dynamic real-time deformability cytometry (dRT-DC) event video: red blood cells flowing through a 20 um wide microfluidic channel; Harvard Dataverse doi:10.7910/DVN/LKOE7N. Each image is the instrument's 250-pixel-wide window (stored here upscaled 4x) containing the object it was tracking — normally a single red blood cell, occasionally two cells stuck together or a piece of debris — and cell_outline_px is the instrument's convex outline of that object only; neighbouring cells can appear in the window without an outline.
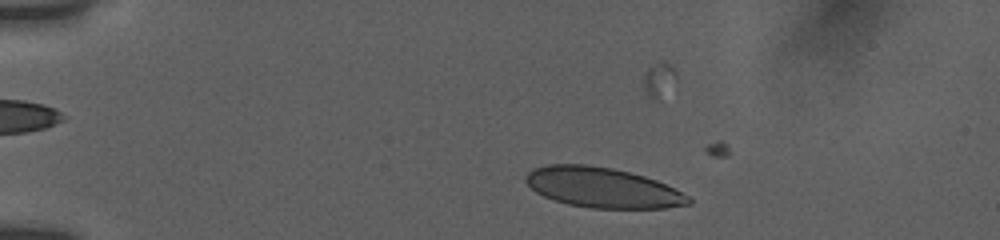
{"species": "human", "species_latin": "Homo sapiens", "temperature_condition": "room temperature", "stored_images_in_passage": 10, "camera_frame_rate_fps": 3000, "um_per_image_px": 0.085, "donor": {"sex": "female"}, "frame": {"image": 1, "passage_image": 2, "time_ms": 0.667, "image_size_px": [1000, 240], "cell_outline_px": [[692, 204], [664, 208], [592, 208], [568, 204], [544, 196], [536, 192], [524, 180], [524, 176], [528, 172], [536, 168], [548, 164], [588, 164], [612, 168], [644, 176], [656, 180], [688, 196], [692, 200]], "centroid_in_image_um": [51.2, 15.94], "position_along_channel_um": 33.8, "area_um2": 37.8}}
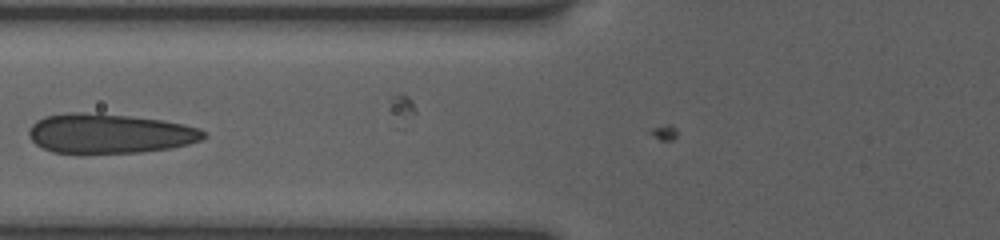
{"frame": {"image": 2, "passage_image": 7, "time_ms": 4.667, "image_size_px": [1000, 240], "cell_outline_px": [[208, 136], [200, 140], [188, 144], [172, 148], [140, 152], [52, 152], [36, 144], [28, 136], [28, 132], [32, 124], [36, 120], [44, 116], [72, 112], [80, 112], [128, 116], [160, 120], [184, 124], [200, 128]], "centroid_in_image_um": [9.32, 11.34], "position_along_channel_um": 116.5, "area_um2": 39.94}}
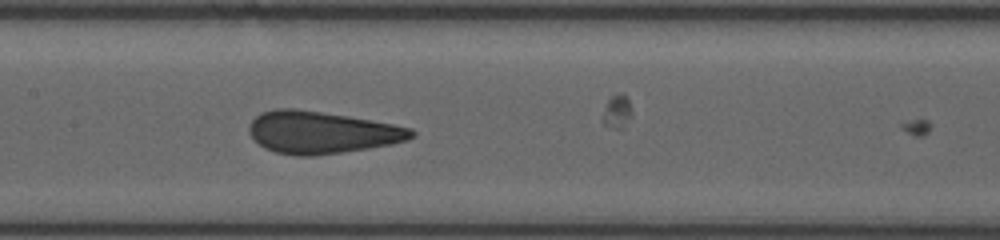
{"frame": {"image": 3, "passage_image": 9, "time_ms": 6.333, "image_size_px": [1000, 240], "cell_outline_px": [[416, 136], [408, 140], [392, 144], [368, 148], [312, 156], [296, 156], [276, 152], [264, 148], [248, 132], [248, 124], [260, 112], [276, 108], [292, 108], [348, 116], [392, 124], [412, 128], [416, 132]], "centroid_in_image_um": [27.33, 11.25], "position_along_channel_um": 180.1, "area_um2": 39.82}}